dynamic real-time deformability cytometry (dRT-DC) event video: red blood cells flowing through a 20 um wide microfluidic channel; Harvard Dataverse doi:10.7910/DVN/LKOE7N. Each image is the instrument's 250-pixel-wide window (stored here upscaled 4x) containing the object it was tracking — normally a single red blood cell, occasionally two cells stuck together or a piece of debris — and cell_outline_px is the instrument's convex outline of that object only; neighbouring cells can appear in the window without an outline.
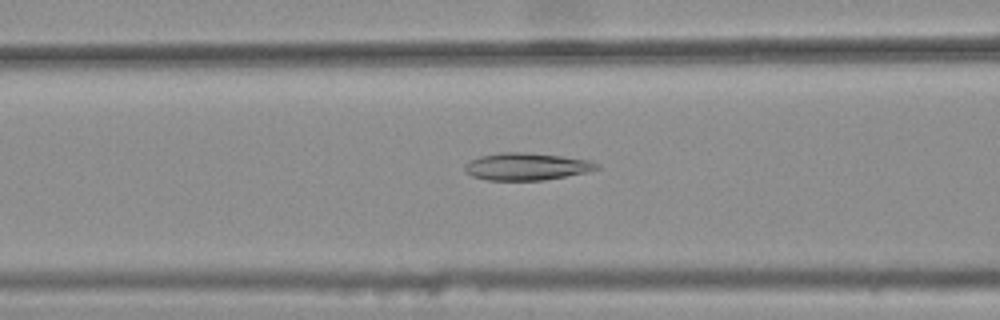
{"species": "common noctule bat (a hibernating species)", "species_latin": "Nyctalus noctula", "temperature_condition": "warm", "stored_images_in_passage": 39, "camera_frame_rate_fps": 3000, "um_per_image_px": 0.085, "animal": {"sex": "female", "body_mass_g": 25.1}, "frame": {"image": 1, "passage_image": 14, "time_ms": 4.333, "image_size_px": [1000, 320], "cell_outline_px": [[600, 168], [584, 172], [544, 180], [488, 180], [472, 176], [464, 172], [464, 164], [480, 156], [500, 152], [520, 152], [560, 156], [592, 160], [600, 164]], "centroid_in_image_um": [44.74, 14.15], "position_along_channel_um": 121.9, "area_um2": 20.87}}
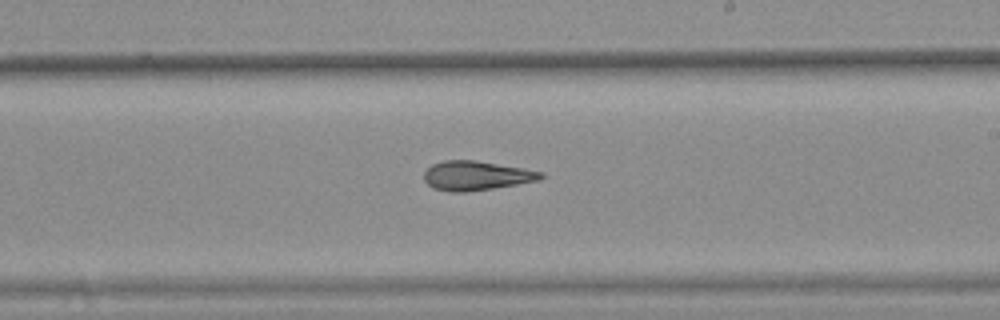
{"frame": {"image": 2, "passage_image": 24, "time_ms": 7.667, "image_size_px": [1000, 320], "cell_outline_px": [[544, 176], [536, 180], [516, 184], [468, 192], [448, 192], [432, 188], [424, 180], [424, 172], [432, 164], [444, 160], [476, 160], [544, 172]], "centroid_in_image_um": [40.42, 14.93], "position_along_channel_um": 248.6, "area_um2": 19.83}}
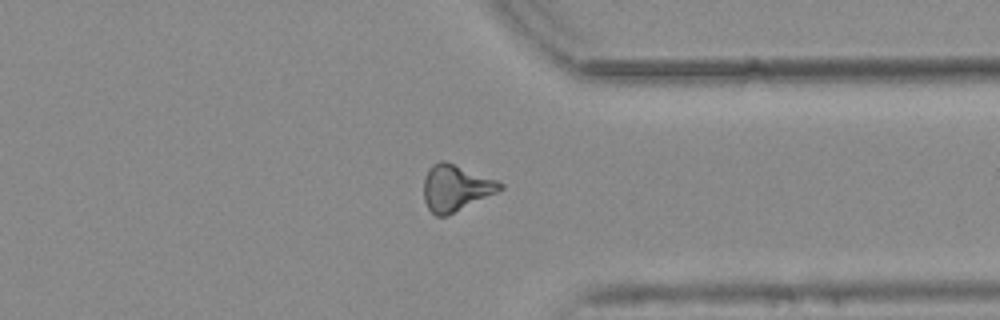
{"frame": {"image": 3, "passage_image": 34, "time_ms": 11.0, "image_size_px": [1000, 320], "cell_outline_px": [[504, 188], [448, 216], [436, 216], [428, 208], [424, 200], [424, 176], [428, 168], [432, 164], [440, 160], [444, 160], [496, 180], [504, 184]], "centroid_in_image_um": [38.7, 15.97], "position_along_channel_um": 372.7, "area_um2": 20.46}, "authors_computed_cell_mechanics": {"area_um2": 19.8832, "velocity_mm_per_s": 3.8095, "shape_relaxation_time_tau1_ms": null, "shape_relaxation_time_tau2_ms": 8.348, "deformation_change_tau1": null, "deformation_change_tau2": 0.2166}}